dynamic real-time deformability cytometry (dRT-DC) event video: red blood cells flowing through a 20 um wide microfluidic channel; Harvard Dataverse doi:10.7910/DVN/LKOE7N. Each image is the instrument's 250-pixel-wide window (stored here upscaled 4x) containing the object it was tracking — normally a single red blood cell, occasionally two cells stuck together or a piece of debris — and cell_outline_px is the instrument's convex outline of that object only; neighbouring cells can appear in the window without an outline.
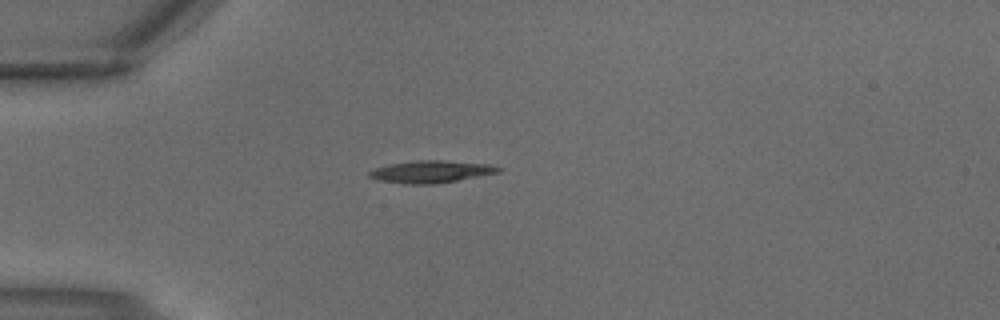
{"species": "common noctule bat (a hibernating species)", "species_latin": "Nyctalus noctula", "temperature_condition": "warm", "stored_images_in_passage": 4, "camera_frame_rate_fps": 3000, "um_per_image_px": 0.085, "animal": {"sex": "male", "body_mass_g": 18.8}, "frame": {"image": 1, "passage_image": 4, "time_ms": 1.0, "image_size_px": [1000, 320], "cell_outline_px": [[504, 168], [500, 172], [480, 176], [436, 184], [404, 184], [380, 180], [368, 176], [368, 172], [376, 168], [392, 164], [416, 160], [444, 160], [492, 164]], "centroid_in_image_um": [36.72, 14.59], "position_along_channel_um": 48.3, "area_um2": 16.76}}